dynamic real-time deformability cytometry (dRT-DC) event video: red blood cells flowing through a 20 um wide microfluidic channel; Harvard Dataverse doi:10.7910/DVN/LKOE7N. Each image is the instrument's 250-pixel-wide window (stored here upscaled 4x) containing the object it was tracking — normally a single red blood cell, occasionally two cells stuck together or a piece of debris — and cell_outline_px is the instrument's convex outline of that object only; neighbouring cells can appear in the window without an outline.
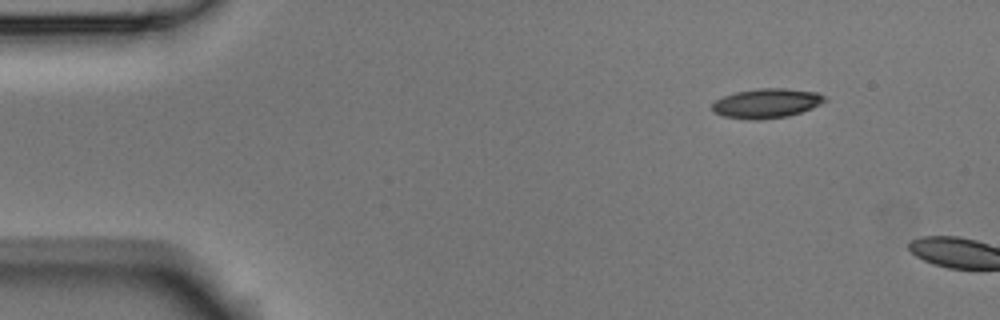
{"species": "Egyptian fruit bat (a non-hibernating species)", "species_latin": "Rousettus aegyptiacus", "temperature_condition": "room temperature", "stored_images_in_passage": 4, "segment_of_instrument_passage": [2, 2], "camera_frame_rate_fps": 3000, "um_per_image_px": 0.085, "animal": {"sex": "male"}, "frame": {"image": 1, "passage_image": 4, "time_ms": 1.0, "image_size_px": [1000, 320], "cell_outline_px": [[828, 100], [812, 108], [788, 116], [756, 120], [748, 120], [724, 116], [716, 112], [712, 108], [712, 104], [716, 100], [724, 96], [736, 92], [760, 88], [784, 88], [816, 92], [824, 96]], "centroid_in_image_um": [65.17, 8.78], "position_along_channel_um": 19.8, "area_um2": 19.19}}